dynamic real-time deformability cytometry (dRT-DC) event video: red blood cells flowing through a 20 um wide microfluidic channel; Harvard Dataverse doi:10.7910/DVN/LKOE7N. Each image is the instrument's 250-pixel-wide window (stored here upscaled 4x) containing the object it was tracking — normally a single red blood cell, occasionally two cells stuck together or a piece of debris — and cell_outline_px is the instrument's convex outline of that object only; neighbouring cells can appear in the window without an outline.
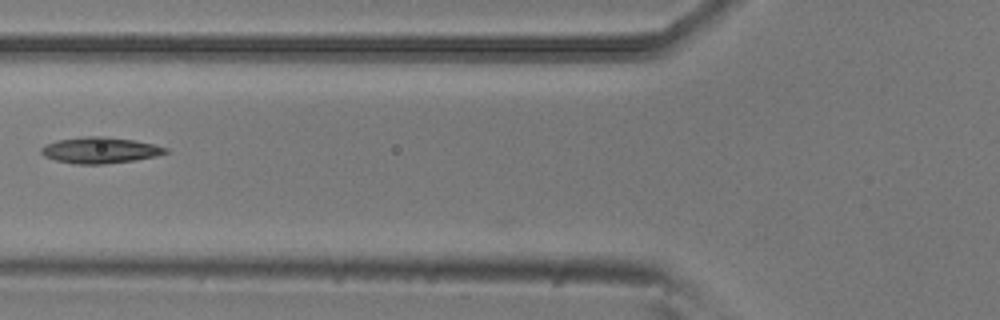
{"species": "common noctule bat (a hibernating species)", "species_latin": "Nyctalus noctula", "temperature_condition": "room temperature", "stored_images_in_passage": 27, "camera_frame_rate_fps": 3000, "um_per_image_px": 0.085, "animal": {"sex": "male", "body_mass_g": 20.5, "forearm_length_mm": 52.5}, "frame": {"image": 1, "passage_image": 11, "time_ms": 3.333, "image_size_px": [1000, 320], "cell_outline_px": [[168, 152], [156, 156], [136, 160], [104, 164], [76, 164], [56, 160], [44, 156], [40, 152], [40, 148], [44, 144], [56, 140], [84, 136], [104, 136], [132, 140], [152, 144], [168, 148]], "centroid_in_image_um": [8.46, 12.76], "position_along_channel_um": 117.3, "area_um2": 18.96}}
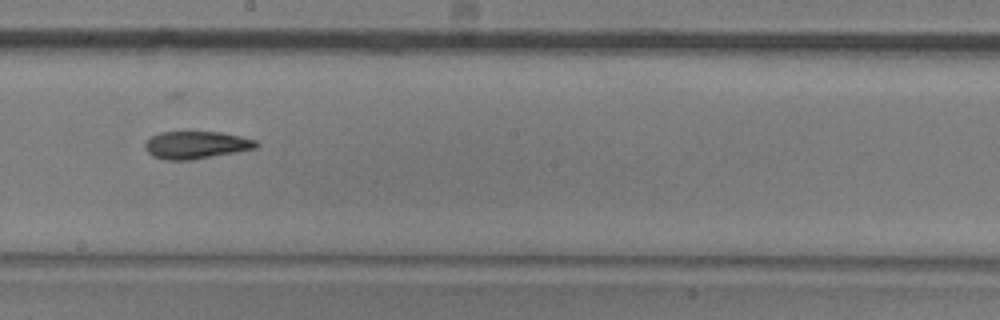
{"frame": {"image": 2, "passage_image": 20, "time_ms": 6.333, "image_size_px": [1000, 320], "cell_outline_px": [[260, 144], [256, 148], [236, 152], [192, 160], [164, 160], [152, 156], [144, 148], [144, 144], [152, 136], [160, 132], [220, 132], [240, 136], [256, 140]], "centroid_in_image_um": [16.67, 12.33], "position_along_channel_um": 231.5, "area_um2": 17.86}}
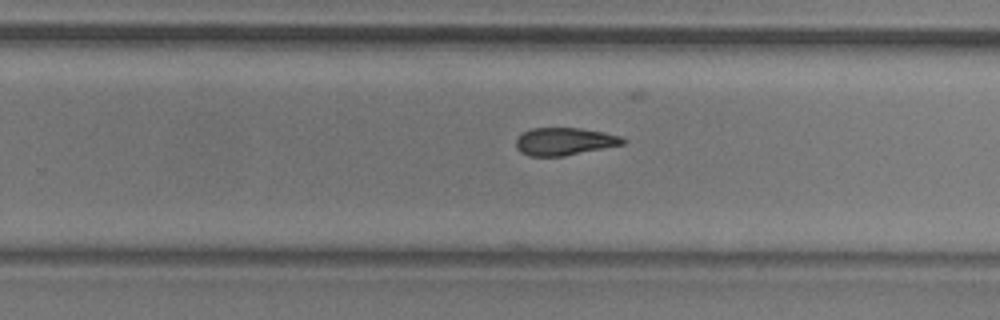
{"frame": {"image": 3, "passage_image": 24, "time_ms": 7.667, "image_size_px": [1000, 320], "cell_outline_px": [[628, 140], [624, 144], [564, 156], [528, 156], [520, 152], [516, 148], [516, 140], [524, 132], [532, 128], [580, 128], [604, 132], [620, 136]], "centroid_in_image_um": [47.99, 12.02], "position_along_channel_um": 281.8, "area_um2": 17.17}}